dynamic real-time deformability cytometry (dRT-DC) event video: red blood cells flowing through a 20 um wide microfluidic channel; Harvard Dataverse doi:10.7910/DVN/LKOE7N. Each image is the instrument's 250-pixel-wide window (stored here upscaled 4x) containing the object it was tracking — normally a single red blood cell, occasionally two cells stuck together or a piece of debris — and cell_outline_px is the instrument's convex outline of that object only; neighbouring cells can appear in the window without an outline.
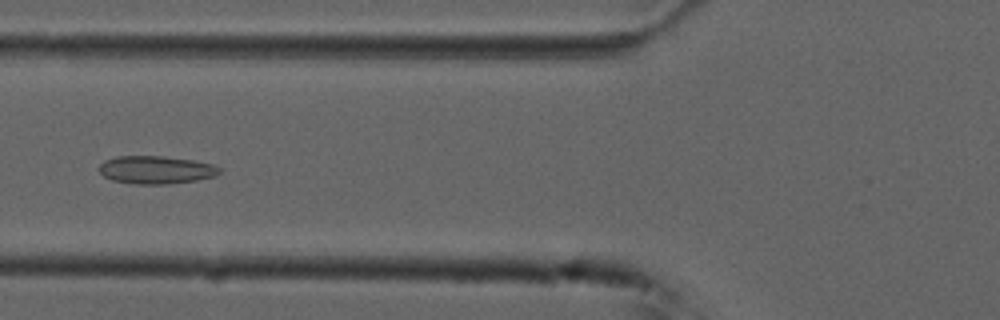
{"species": "common noctule bat (a hibernating species)", "species_latin": "Nyctalus noctula", "temperature_condition": "cold", "stored_images_in_passage": 36, "camera_frame_rate_fps": 3000, "um_per_image_px": 0.085, "animal": {"sex": "male", "forearm_length_mm": 52.5}, "frame": {"image": 1, "passage_image": 10, "time_ms": 3.0, "image_size_px": [1000, 320], "cell_outline_px": [[220, 172], [216, 176], [196, 180], [164, 184], [136, 184], [112, 180], [104, 176], [96, 168], [104, 160], [116, 156], [164, 156], [196, 160], [212, 164], [220, 168]], "centroid_in_image_um": [13.24, 14.42], "position_along_channel_um": 112.6, "area_um2": 19.71}}
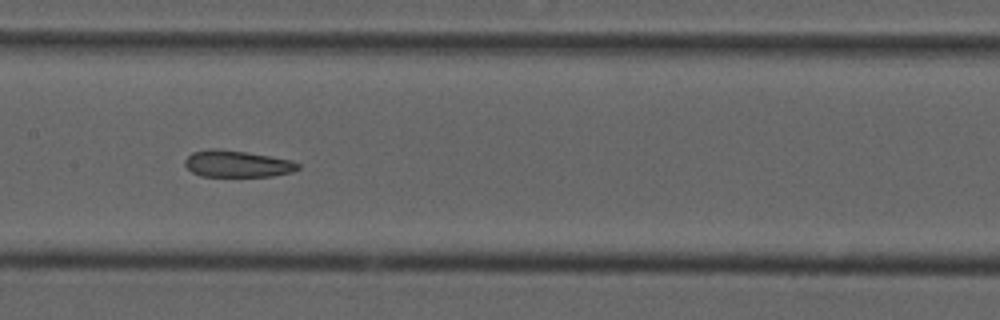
{"frame": {"image": 2, "passage_image": 16, "time_ms": 5.0, "image_size_px": [1000, 320], "cell_outline_px": [[300, 168], [292, 172], [272, 176], [200, 176], [192, 172], [184, 164], [184, 160], [192, 152], [208, 148], [216, 148], [244, 152], [292, 160], [300, 164]], "centroid_in_image_um": [20.14, 13.92], "position_along_channel_um": 187.3, "area_um2": 17.57}}
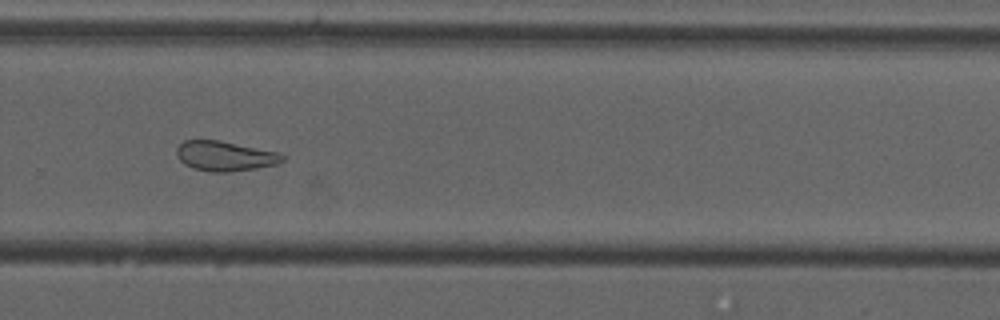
{"frame": {"image": 3, "passage_image": 26, "time_ms": 8.333, "image_size_px": [1000, 320], "cell_outline_px": [[284, 160], [276, 164], [256, 168], [228, 172], [212, 172], [192, 168], [184, 164], [176, 156], [176, 148], [184, 140], [220, 140], [280, 152], [284, 156]], "centroid_in_image_um": [19.11, 13.26], "position_along_channel_um": 310.7, "area_um2": 18.55}, "authors_computed_cell_mechanics": {"area_um2": 18.5827, "velocity_mm_per_s": 3.7256, "shape_relaxation_time_tau1_ms": null, "shape_relaxation_time_tau2_ms": 2.2686, "deformation_change_tau1": null, "deformation_change_tau2": 0.1055}}